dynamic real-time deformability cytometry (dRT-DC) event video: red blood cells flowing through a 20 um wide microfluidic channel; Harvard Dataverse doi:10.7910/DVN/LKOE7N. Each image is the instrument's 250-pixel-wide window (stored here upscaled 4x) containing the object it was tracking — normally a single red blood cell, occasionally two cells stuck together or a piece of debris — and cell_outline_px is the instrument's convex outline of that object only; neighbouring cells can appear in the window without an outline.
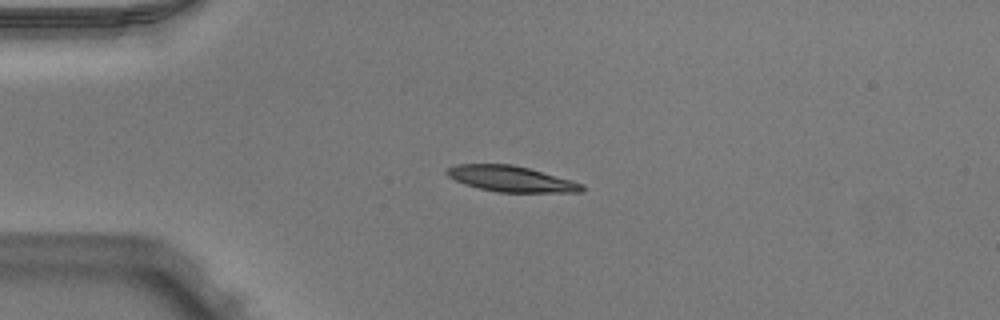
{"species": "Egyptian fruit bat (a non-hibernating species)", "species_latin": "Rousettus aegyptiacus", "temperature_condition": "warm", "stored_images_in_passage": 39, "camera_frame_rate_fps": 3000, "um_per_image_px": 0.085, "animal": {"sex": "male"}, "frame": {"image": 1, "passage_image": 1, "time_ms": 0.0, "image_size_px": [1000, 320], "cell_outline_px": [[584, 188], [580, 192], [500, 192], [480, 188], [464, 184], [448, 176], [444, 172], [448, 168], [456, 164], [512, 164], [528, 168], [572, 180], [584, 184]], "centroid_in_image_um": [43.43, 15.2], "position_along_channel_um": 41.6, "area_um2": 20.11}}
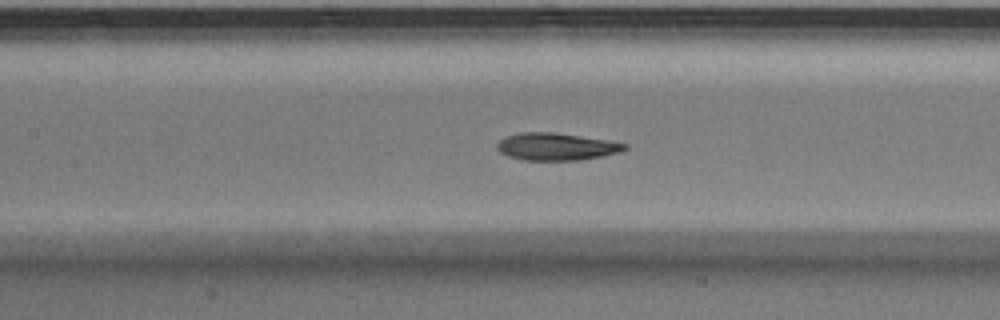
{"frame": {"image": 2, "passage_image": 12, "time_ms": 3.667, "image_size_px": [1000, 320], "cell_outline_px": [[628, 148], [620, 152], [580, 160], [524, 160], [508, 156], [500, 152], [496, 148], [496, 144], [500, 140], [508, 136], [520, 132], [556, 132], [628, 144]], "centroid_in_image_um": [47.26, 12.46], "position_along_channel_um": 160.1, "area_um2": 20.17}}
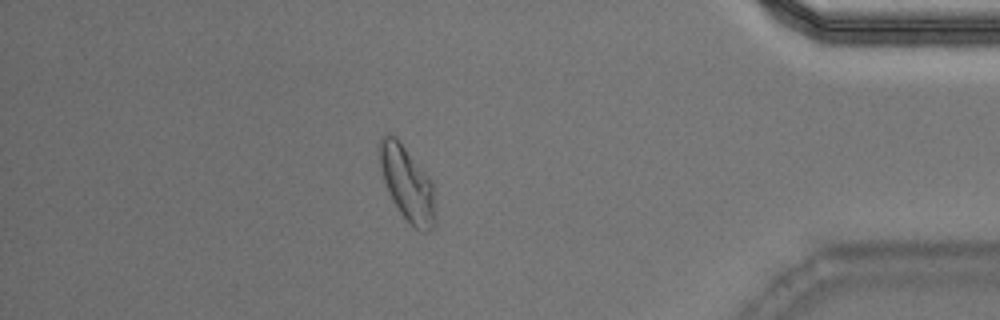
{"frame": {"image": 3, "passage_image": 33, "time_ms": 10.667, "image_size_px": [1000, 320], "cell_outline_px": [[436, 220], [432, 228], [428, 232], [420, 232], [400, 212], [384, 180], [376, 148], [380, 136], [388, 132], [396, 136], [432, 180], [436, 212]], "centroid_in_image_um": [34.61, 15.54], "position_along_channel_um": 400.6, "area_um2": 24.39}, "authors_computed_cell_mechanics": {"area_um2": 20.9814, "velocity_mm_per_s": 3.9536, "shape_relaxation_time_tau1_ms": 3.6633, "shape_relaxation_time_tau2_ms": 1.6739, "deformation_change_tau1": 0.164, "deformation_change_tau2": 0.0808}}